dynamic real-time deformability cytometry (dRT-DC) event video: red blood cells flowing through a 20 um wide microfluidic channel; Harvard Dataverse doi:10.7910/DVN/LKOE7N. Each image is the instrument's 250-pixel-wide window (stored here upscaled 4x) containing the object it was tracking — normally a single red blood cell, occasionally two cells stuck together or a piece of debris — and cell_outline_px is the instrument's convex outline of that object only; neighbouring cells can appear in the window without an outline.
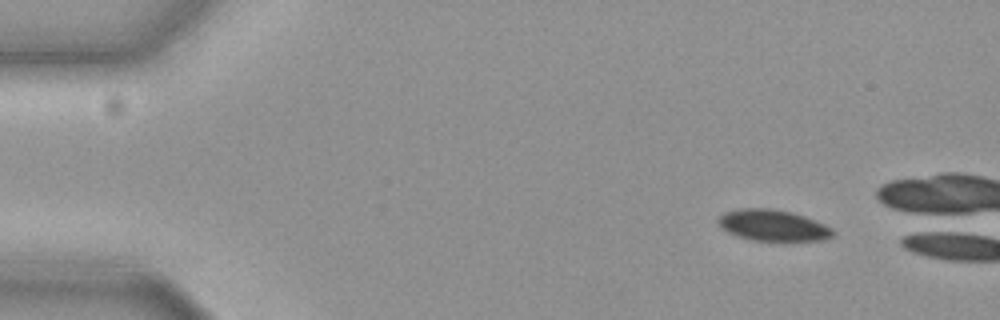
{"species": "common noctule bat (a hibernating species)", "species_latin": "Nyctalus noctula", "temperature_condition": "cold", "stored_images_in_passage": 18, "camera_frame_rate_fps": 3000, "um_per_image_px": 0.085, "animal": {"sex": "female", "body_mass_g": 19.3, "forearm_length_mm": 54.1}, "frame": {"image": 1, "passage_image": 6, "time_ms": 1.667, "image_size_px": [1000, 320], "cell_outline_px": [[836, 232], [832, 236], [820, 240], [752, 240], [728, 232], [716, 220], [724, 212], [740, 208], [772, 208], [792, 212], [816, 220], [832, 228]], "centroid_in_image_um": [65.72, 19.13], "position_along_channel_um": 19.3, "area_um2": 20.63}}